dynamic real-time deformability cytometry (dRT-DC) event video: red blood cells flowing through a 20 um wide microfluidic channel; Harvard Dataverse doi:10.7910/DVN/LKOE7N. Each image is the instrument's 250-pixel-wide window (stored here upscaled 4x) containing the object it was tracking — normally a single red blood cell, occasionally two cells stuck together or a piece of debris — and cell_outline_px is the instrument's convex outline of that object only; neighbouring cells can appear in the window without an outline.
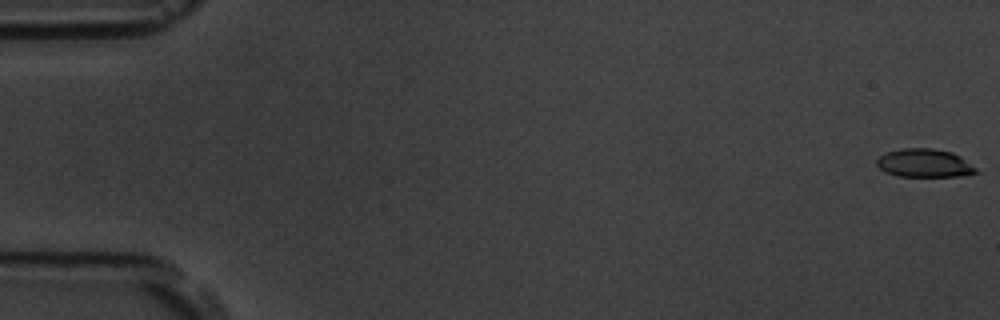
{"species": "common noctule bat (a hibernating species)", "species_latin": "Nyctalus noctula", "temperature_condition": "room temperature", "stored_images_in_passage": 55, "camera_frame_rate_fps": 3000, "um_per_image_px": 0.085, "animal": {"sex": "male", "body_mass_g": 19.5, "forearm_length_mm": 54.6}, "frame": {"image": 1, "passage_image": 1, "time_ms": 0.0, "image_size_px": [1000, 320], "cell_outline_px": [[980, 172], [968, 176], [900, 176], [884, 172], [876, 164], [876, 160], [884, 152], [904, 148], [932, 148], [952, 152], [960, 156], [976, 168]], "centroid_in_image_um": [78.59, 13.87], "position_along_channel_um": 6.4, "area_um2": 16.53}}
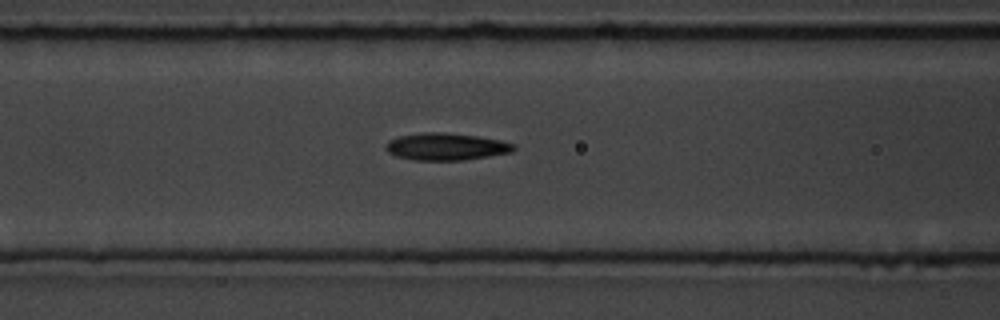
{"frame": {"image": 2, "passage_image": 23, "time_ms": 7.333, "image_size_px": [1000, 320], "cell_outline_px": [[516, 148], [512, 152], [464, 160], [412, 160], [396, 156], [388, 152], [384, 148], [388, 140], [400, 136], [424, 132], [440, 132], [476, 136], [500, 140], [516, 144]], "centroid_in_image_um": [37.91, 12.47], "position_along_channel_um": 128.7, "area_um2": 20.23}}
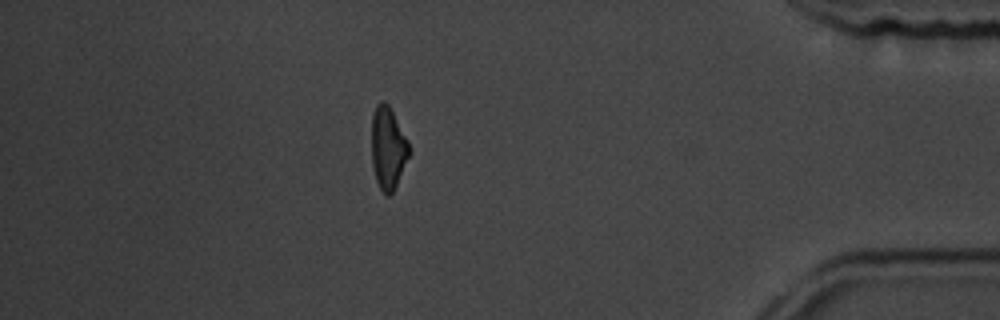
{"frame": {"image": 3, "passage_image": 48, "time_ms": 15.667, "image_size_px": [1000, 320], "cell_outline_px": [[412, 152], [392, 192], [388, 196], [384, 196], [376, 180], [372, 164], [372, 116], [376, 104], [380, 100], [384, 100], [388, 104], [408, 140]], "centroid_in_image_um": [32.99, 12.57], "position_along_channel_um": 402.2, "area_um2": 18.15}, "authors_computed_cell_mechanics": {"area_um2": 19.0162, "velocity_mm_per_s": 3.7828, "shape_relaxation_time_tau1_ms": 3.8022, "shape_relaxation_time_tau2_ms": 3.5359, "deformation_change_tau1": 0.1369, "deformation_change_tau2": 0.1202}}